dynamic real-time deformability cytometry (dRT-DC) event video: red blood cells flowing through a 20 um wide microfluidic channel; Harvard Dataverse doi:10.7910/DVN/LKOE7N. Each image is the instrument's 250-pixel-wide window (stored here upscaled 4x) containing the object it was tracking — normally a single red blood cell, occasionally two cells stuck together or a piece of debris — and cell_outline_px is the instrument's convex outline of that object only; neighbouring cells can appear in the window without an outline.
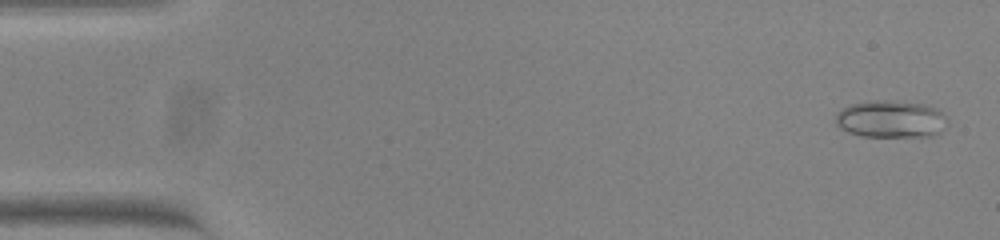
{"species": "common noctule bat (a hibernating species)", "species_latin": "Nyctalus noctula", "temperature_condition": "warm", "stored_images_in_passage": 53, "camera_frame_rate_fps": 3000, "um_per_image_px": 0.085, "animal": {"sex": "female", "body_mass_g": 23.0, "forearm_length_mm": 53.4}, "frame": {"image": 1, "passage_image": 2, "time_ms": 0.333, "image_size_px": [1000, 240], "cell_outline_px": [[948, 128], [936, 136], [864, 136], [848, 132], [840, 128], [836, 124], [836, 116], [844, 108], [852, 104], [872, 100], [884, 100], [924, 104], [936, 108], [948, 120]], "centroid_in_image_um": [75.79, 10.14], "position_along_channel_um": 9.2, "area_um2": 24.28}}
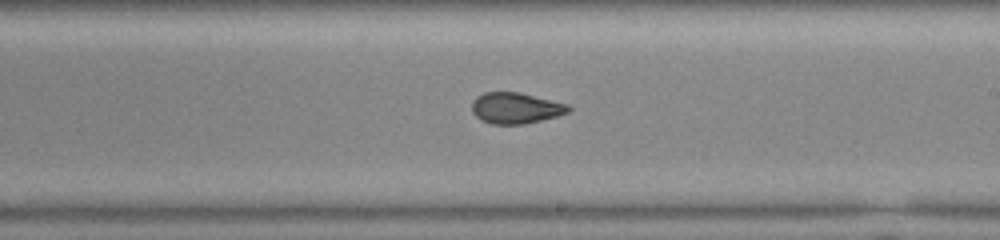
{"frame": {"image": 2, "passage_image": 31, "time_ms": 10.0, "image_size_px": [1000, 240], "cell_outline_px": [[572, 108], [568, 112], [556, 116], [524, 124], [492, 124], [480, 120], [472, 112], [472, 100], [476, 96], [484, 92], [520, 92], [568, 104]], "centroid_in_image_um": [43.81, 9.18], "position_along_channel_um": 245.2, "area_um2": 17.51}}
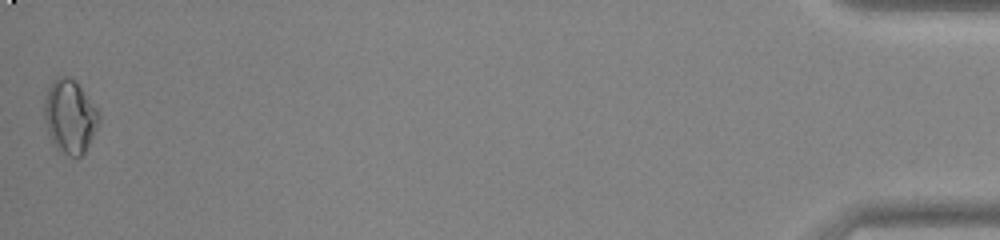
{"frame": {"image": 3, "passage_image": 53, "time_ms": 17.333, "image_size_px": [1000, 240], "cell_outline_px": [[100, 120], [84, 152], [80, 156], [68, 156], [56, 148], [52, 144], [44, 120], [44, 100], [48, 88], [52, 80], [60, 76], [72, 76], [76, 80], [96, 108], [100, 116]], "centroid_in_image_um": [5.91, 9.87], "position_along_channel_um": 429.3, "area_um2": 23.41}, "authors_computed_cell_mechanics": {"area_um2": 18.5538, "velocity_mm_per_s": 3.8344, "shape_relaxation_time_tau1_ms": null, "shape_relaxation_time_tau2_ms": 1.1843, "deformation_change_tau1": null, "deformation_change_tau2": 0.0471}}